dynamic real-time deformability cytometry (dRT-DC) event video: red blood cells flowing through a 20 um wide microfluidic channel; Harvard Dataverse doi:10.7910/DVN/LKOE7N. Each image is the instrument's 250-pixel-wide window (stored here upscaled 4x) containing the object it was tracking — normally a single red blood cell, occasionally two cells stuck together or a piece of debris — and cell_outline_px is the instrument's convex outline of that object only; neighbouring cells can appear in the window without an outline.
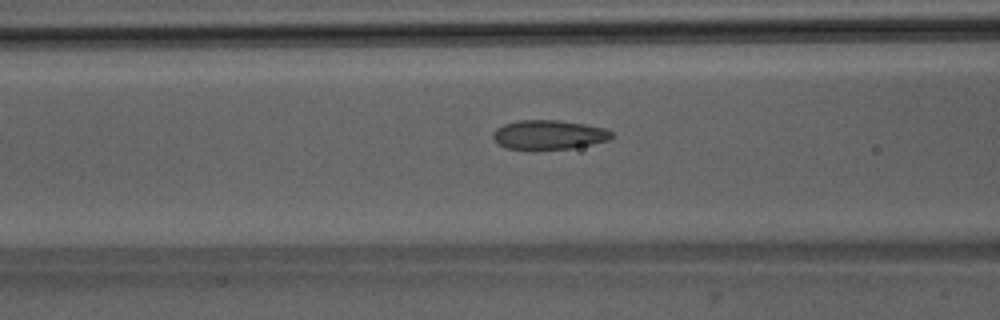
{"species": "Egyptian fruit bat (a non-hibernating species)", "species_latin": "Rousettus aegyptiacus", "temperature_condition": "room temperature", "stored_images_in_passage": 38, "camera_frame_rate_fps": 3000, "um_per_image_px": 0.085, "animal": {"sex": "male"}, "frame": {"image": 1, "passage_image": 8, "time_ms": 2.333, "image_size_px": [1000, 320], "cell_outline_px": [[612, 136], [608, 140], [592, 144], [572, 148], [536, 152], [504, 148], [492, 140], [492, 132], [496, 128], [504, 124], [516, 120], [556, 120], [584, 124], [604, 128], [612, 132]], "centroid_in_image_um": [46.55, 11.49], "position_along_channel_um": 120.1, "area_um2": 20.98}}
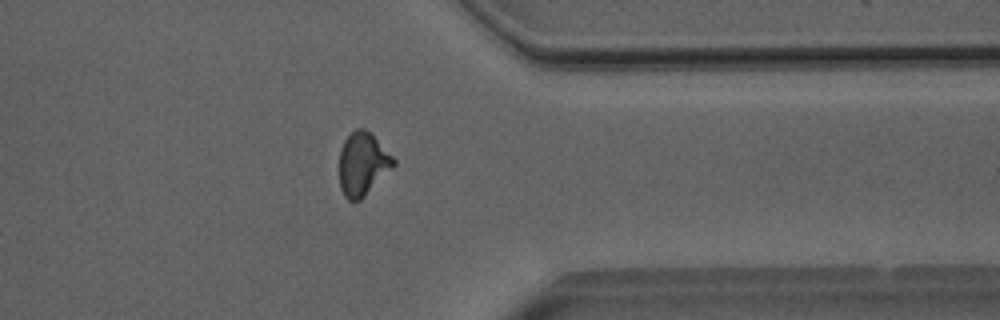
{"frame": {"image": 2, "passage_image": 28, "time_ms": 9.0, "image_size_px": [1000, 320], "cell_outline_px": [[396, 164], [360, 200], [348, 200], [344, 196], [340, 188], [340, 148], [344, 140], [356, 128], [364, 128], [372, 132], [396, 160]], "centroid_in_image_um": [30.83, 13.9], "position_along_channel_um": 380.6, "area_um2": 19.94}}
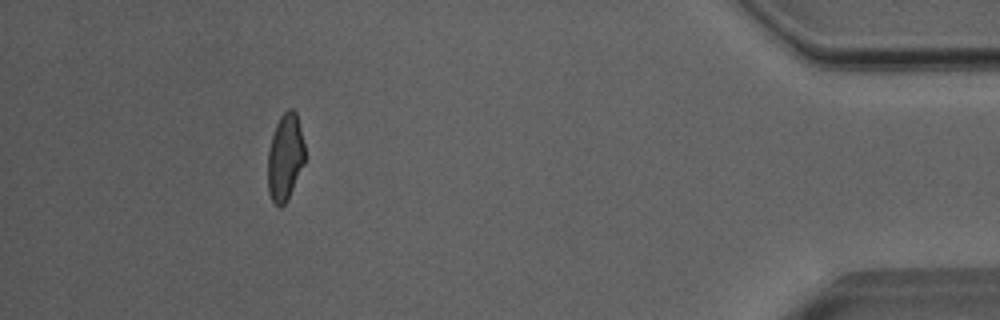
{"frame": {"image": 3, "passage_image": 34, "time_ms": 11.0, "image_size_px": [1000, 320], "cell_outline_px": [[304, 164], [288, 200], [280, 208], [272, 200], [268, 192], [268, 148], [276, 124], [280, 116], [288, 108], [292, 108], [296, 112], [304, 144]], "centroid_in_image_um": [24.23, 13.37], "position_along_channel_um": 411.0, "area_um2": 18.79}, "authors_computed_cell_mechanics": {"area_um2": 19.7676, "velocity_mm_per_s": 4.0243, "shape_relaxation_time_tau1_ms": null, "shape_relaxation_time_tau2_ms": 1.3621, "deformation_change_tau1": null, "deformation_change_tau2": 0.0826}}